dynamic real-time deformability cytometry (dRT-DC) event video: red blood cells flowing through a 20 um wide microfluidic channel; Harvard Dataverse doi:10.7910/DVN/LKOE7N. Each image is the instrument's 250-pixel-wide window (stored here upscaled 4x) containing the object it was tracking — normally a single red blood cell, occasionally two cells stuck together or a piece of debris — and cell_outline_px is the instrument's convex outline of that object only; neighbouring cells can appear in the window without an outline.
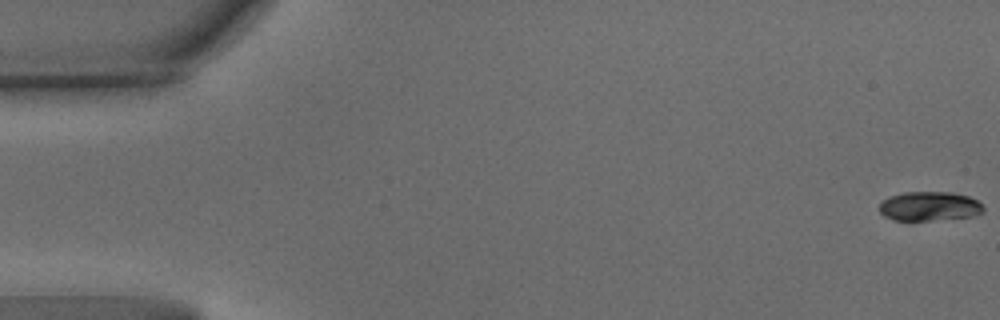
{"species": "common noctule bat (a hibernating species)", "species_latin": "Nyctalus noctula", "temperature_condition": "warm", "stored_images_in_passage": 65, "camera_frame_rate_fps": 3000, "um_per_image_px": 0.085, "animal": {"sex": "male", "body_mass_g": 15.6}, "frame": {"image": 1, "passage_image": 1, "time_ms": 0.0, "image_size_px": [1000, 320], "cell_outline_px": [[984, 212], [976, 216], [928, 220], [892, 220], [884, 216], [880, 212], [880, 204], [884, 200], [892, 196], [904, 192], [952, 192], [968, 196], [976, 200], [984, 208]], "centroid_in_image_um": [79.02, 17.53], "position_along_channel_um": 6.0, "area_um2": 17.63}}
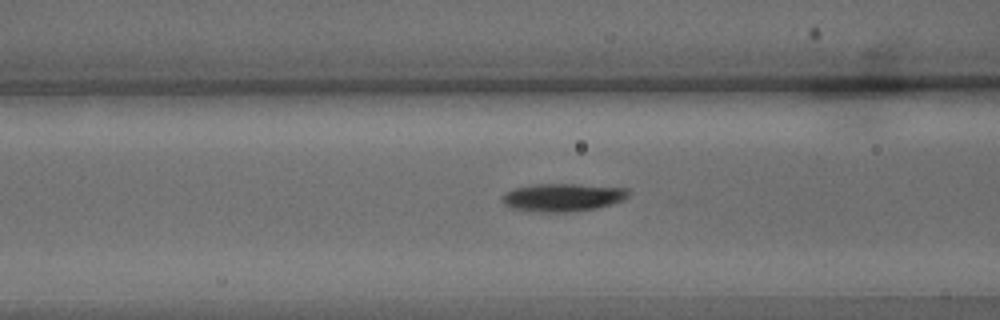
{"frame": {"image": 2, "passage_image": 26, "time_ms": 8.333, "image_size_px": [1000, 320], "cell_outline_px": [[632, 192], [624, 200], [612, 204], [596, 208], [564, 212], [540, 212], [512, 208], [504, 204], [500, 200], [504, 192], [512, 188], [532, 184], [580, 184], [628, 188]], "centroid_in_image_um": [47.83, 16.76], "position_along_channel_um": 118.8, "area_um2": 20.87}}
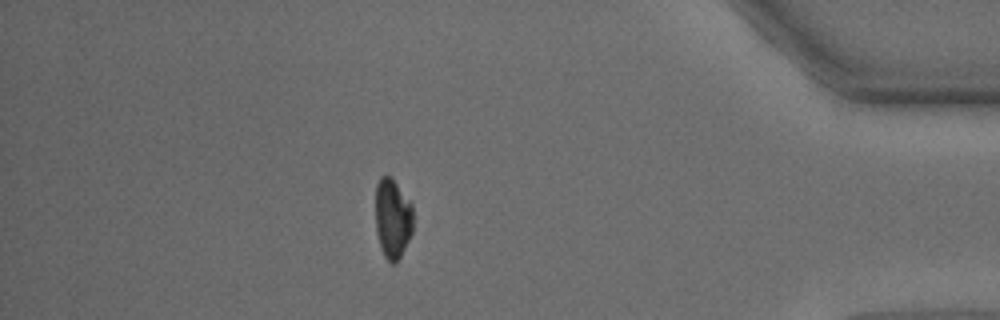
{"frame": {"image": 3, "passage_image": 57, "time_ms": 18.667, "image_size_px": [1000, 320], "cell_outline_px": [[412, 232], [400, 256], [392, 264], [384, 256], [380, 248], [376, 232], [376, 184], [380, 176], [388, 176], [396, 184], [412, 204]], "centroid_in_image_um": [33.35, 18.57], "position_along_channel_um": 401.8, "area_um2": 17.22}, "authors_computed_cell_mechanics": {"area_um2": 19.1318, "velocity_mm_per_s": 3.1467, "shape_relaxation_time_tau1_ms": 2.6175, "shape_relaxation_time_tau2_ms": null, "deformation_change_tau1": 0.1675, "deformation_change_tau2": null}}